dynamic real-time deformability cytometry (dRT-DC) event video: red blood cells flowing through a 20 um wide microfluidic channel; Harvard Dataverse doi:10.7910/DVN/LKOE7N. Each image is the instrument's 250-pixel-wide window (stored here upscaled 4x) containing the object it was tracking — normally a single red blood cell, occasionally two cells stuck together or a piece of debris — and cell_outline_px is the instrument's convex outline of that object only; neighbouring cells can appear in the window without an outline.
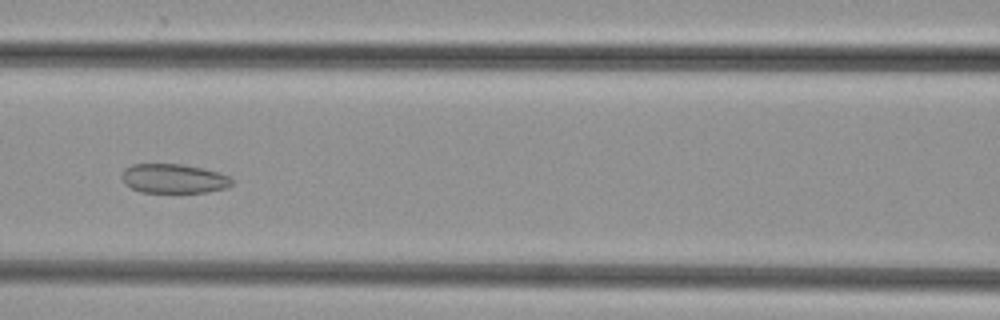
{"species": "common noctule bat (a hibernating species)", "species_latin": "Nyctalus noctula", "temperature_condition": "cold", "stored_images_in_passage": 48, "camera_frame_rate_fps": 3000, "um_per_image_px": 0.085, "animal": {"sex": "female", "body_mass_g": 29.2, "forearm_length_mm": 56.3}, "frame": {"image": 1, "passage_image": 21, "time_ms": 6.667, "image_size_px": [1000, 320], "cell_outline_px": [[232, 184], [224, 188], [208, 192], [140, 192], [124, 184], [120, 176], [124, 168], [132, 164], [184, 164], [204, 168], [228, 176], [232, 180]], "centroid_in_image_um": [14.71, 15.17], "position_along_channel_um": 151.9, "area_um2": 18.84}}
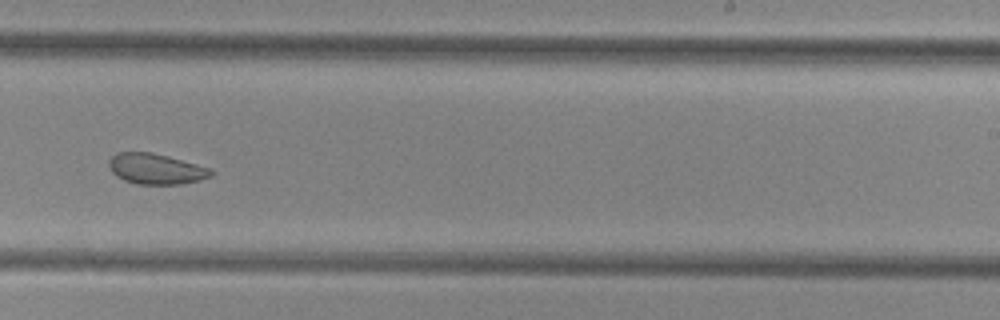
{"frame": {"image": 2, "passage_image": 30, "time_ms": 9.667, "image_size_px": [1000, 320], "cell_outline_px": [[216, 172], [212, 176], [200, 180], [184, 184], [136, 184], [124, 180], [116, 176], [112, 172], [108, 164], [108, 160], [116, 152], [152, 152], [168, 156], [212, 168]], "centroid_in_image_um": [13.28, 14.35], "position_along_channel_um": 275.7, "area_um2": 18.5}}
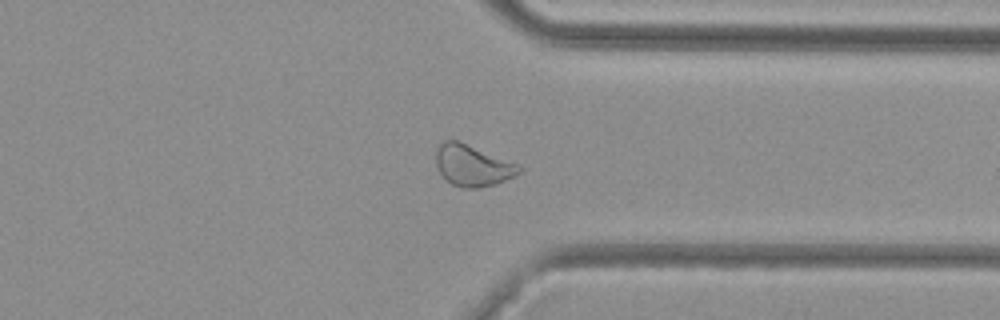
{"frame": {"image": 3, "passage_image": 37, "time_ms": 12.0, "image_size_px": [1000, 320], "cell_outline_px": [[524, 168], [520, 172], [496, 184], [480, 188], [460, 188], [444, 180], [436, 168], [436, 148], [444, 140], [456, 140], [520, 164]], "centroid_in_image_um": [40.15, 14.08], "position_along_channel_um": 371.3, "area_um2": 20.23}}